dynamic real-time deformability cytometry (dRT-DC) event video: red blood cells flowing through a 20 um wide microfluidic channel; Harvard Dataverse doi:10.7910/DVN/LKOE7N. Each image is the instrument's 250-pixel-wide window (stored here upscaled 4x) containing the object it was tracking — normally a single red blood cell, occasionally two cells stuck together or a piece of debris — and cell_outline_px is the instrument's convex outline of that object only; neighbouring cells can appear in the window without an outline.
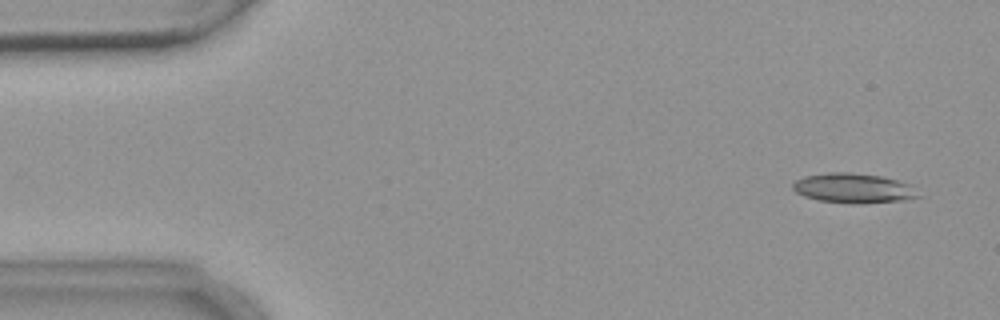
{"species": "common noctule bat (a hibernating species)", "species_latin": "Nyctalus noctula", "temperature_condition": "warm", "stored_images_in_passage": 4, "camera_frame_rate_fps": 3000, "um_per_image_px": 0.085, "animal": {"sex": "female", "body_mass_g": 18.4}, "frame": {"image": 1, "passage_image": 1, "time_ms": 0.0, "image_size_px": [1000, 320], "cell_outline_px": [[924, 196], [904, 200], [820, 200], [804, 196], [796, 192], [792, 188], [792, 184], [796, 180], [804, 176], [828, 172], [848, 172], [880, 176], [912, 184]], "centroid_in_image_um": [72.57, 15.93], "position_along_channel_um": 12.4, "area_um2": 20.69}}